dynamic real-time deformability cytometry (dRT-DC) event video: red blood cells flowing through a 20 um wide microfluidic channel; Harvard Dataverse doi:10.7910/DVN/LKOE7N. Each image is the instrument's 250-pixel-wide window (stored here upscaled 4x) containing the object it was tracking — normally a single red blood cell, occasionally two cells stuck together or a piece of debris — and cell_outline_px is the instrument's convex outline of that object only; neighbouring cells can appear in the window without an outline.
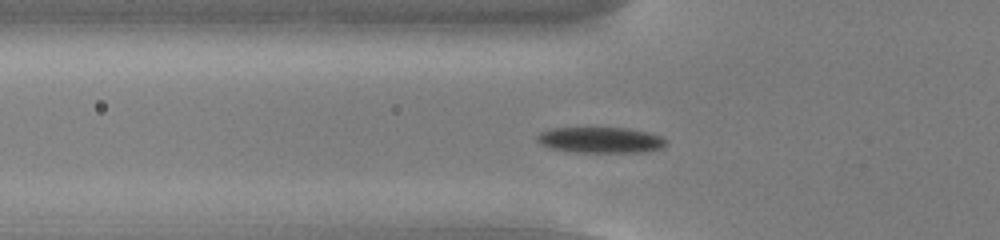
{"species": "common noctule bat (a hibernating species)", "species_latin": "Nyctalus noctula", "temperature_condition": "cold", "stored_images_in_passage": 42, "camera_frame_rate_fps": 3000, "um_per_image_px": 0.085, "animal": {"sex": "male", "body_mass_g": 13.0, "forearm_length_mm": 53.1}, "frame": {"image": 1, "passage_image": 6, "time_ms": 1.667, "image_size_px": [1000, 240], "cell_outline_px": [[668, 144], [664, 148], [644, 152], [564, 152], [540, 144], [536, 140], [536, 136], [540, 132], [552, 128], [628, 128], [648, 132], [660, 136], [668, 140]], "centroid_in_image_um": [51.06, 11.91], "position_along_channel_um": 74.7, "area_um2": 19.71}}
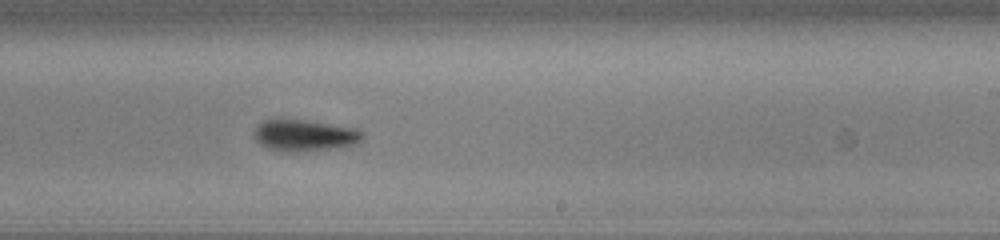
{"frame": {"image": 2, "passage_image": 21, "time_ms": 6.667, "image_size_px": [1000, 240], "cell_outline_px": [[364, 136], [360, 144], [336, 148], [304, 152], [280, 152], [268, 148], [260, 144], [252, 136], [252, 132], [264, 120], [304, 120], [356, 128], [364, 132]], "centroid_in_image_um": [25.92, 11.54], "position_along_channel_um": 263.1, "area_um2": 20.23}}
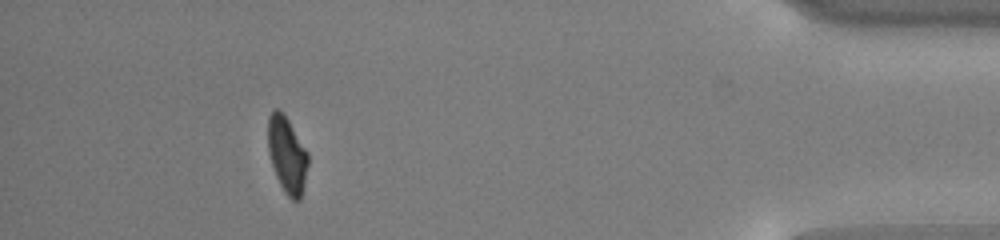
{"frame": {"image": 3, "passage_image": 37, "time_ms": 12.0, "image_size_px": [1000, 240], "cell_outline_px": [[308, 164], [304, 184], [300, 200], [292, 200], [284, 192], [276, 176], [272, 164], [268, 148], [268, 116], [276, 108], [280, 108], [284, 112], [308, 152]], "centroid_in_image_um": [24.4, 13.13], "position_along_channel_um": 410.8, "area_um2": 17.86}, "authors_computed_cell_mechanics": {"area_um2": 19.363, "velocity_mm_per_s": 3.7759, "shape_relaxation_time_tau1_ms": 2.5132, "shape_relaxation_time_tau2_ms": 4.8895, "deformation_change_tau1": 0.1267, "deformation_change_tau2": 0.1121}}